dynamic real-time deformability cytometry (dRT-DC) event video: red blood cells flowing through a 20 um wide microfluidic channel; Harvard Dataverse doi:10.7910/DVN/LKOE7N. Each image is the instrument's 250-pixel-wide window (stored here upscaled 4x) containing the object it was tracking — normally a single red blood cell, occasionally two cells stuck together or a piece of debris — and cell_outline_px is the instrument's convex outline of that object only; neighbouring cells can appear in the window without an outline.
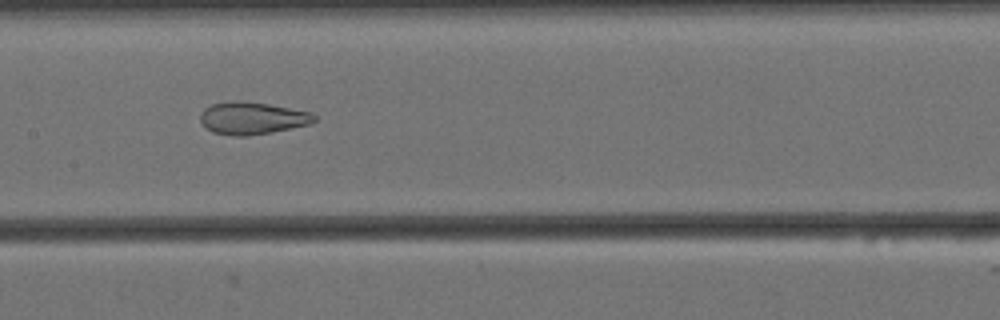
{"species": "Egyptian fruit bat (a non-hibernating species)", "species_latin": "Rousettus aegyptiacus", "temperature_condition": "cold", "stored_images_in_passage": 42, "camera_frame_rate_fps": 3000, "um_per_image_px": 0.085, "animal": {"sex": "female"}, "frame": {"image": 1, "passage_image": 12, "time_ms": 3.667, "image_size_px": [1000, 320], "cell_outline_px": [[316, 120], [312, 124], [248, 136], [232, 136], [212, 132], [200, 120], [200, 112], [204, 108], [212, 104], [236, 100], [240, 100], [268, 104], [308, 112], [316, 116]], "centroid_in_image_um": [21.41, 10.04], "position_along_channel_um": 186.0, "area_um2": 21.33}}
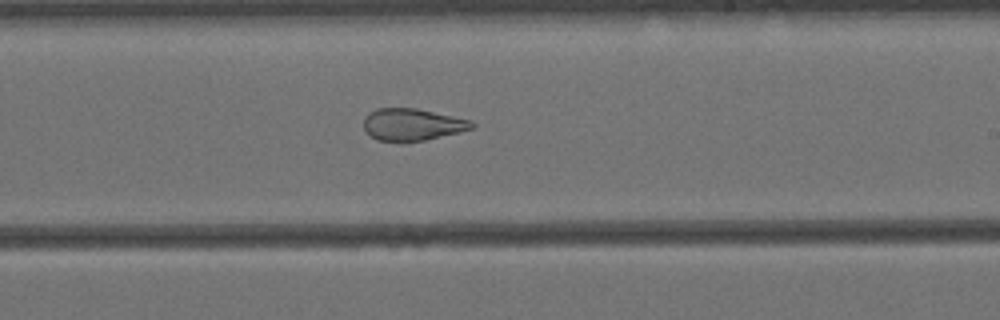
{"frame": {"image": 2, "passage_image": 18, "time_ms": 5.667, "image_size_px": [1000, 320], "cell_outline_px": [[476, 124], [472, 128], [460, 132], [424, 140], [404, 144], [400, 144], [376, 140], [364, 128], [364, 116], [368, 112], [376, 108], [416, 108], [472, 120]], "centroid_in_image_um": [35.02, 10.61], "position_along_channel_um": 254.0, "area_um2": 20.69}}
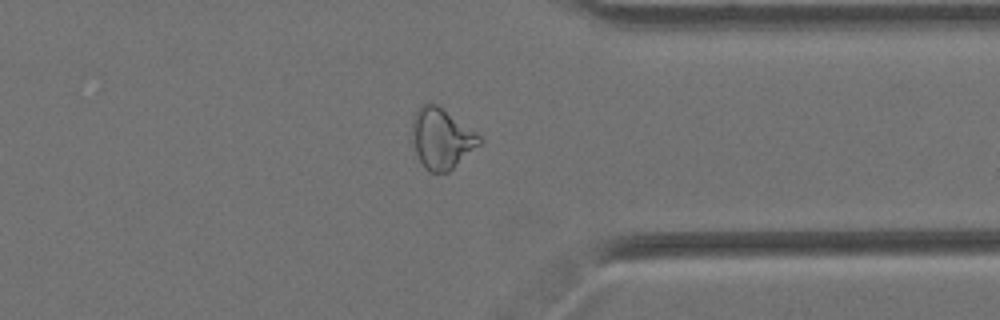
{"frame": {"image": 3, "passage_image": 29, "time_ms": 9.333, "image_size_px": [1000, 320], "cell_outline_px": [[484, 140], [480, 144], [448, 172], [428, 172], [424, 168], [416, 152], [412, 140], [412, 120], [420, 104], [428, 100], [436, 104], [480, 136]], "centroid_in_image_um": [37.49, 11.76], "position_along_channel_um": 373.9, "area_um2": 23.47}, "authors_computed_cell_mechanics": {"area_um2": 23.0622, "velocity_mm_per_s": 3.4312, "shape_relaxation_time_tau1_ms": null, "shape_relaxation_time_tau2_ms": 1.7719, "deformation_change_tau1": null, "deformation_change_tau2": 0.1035}}